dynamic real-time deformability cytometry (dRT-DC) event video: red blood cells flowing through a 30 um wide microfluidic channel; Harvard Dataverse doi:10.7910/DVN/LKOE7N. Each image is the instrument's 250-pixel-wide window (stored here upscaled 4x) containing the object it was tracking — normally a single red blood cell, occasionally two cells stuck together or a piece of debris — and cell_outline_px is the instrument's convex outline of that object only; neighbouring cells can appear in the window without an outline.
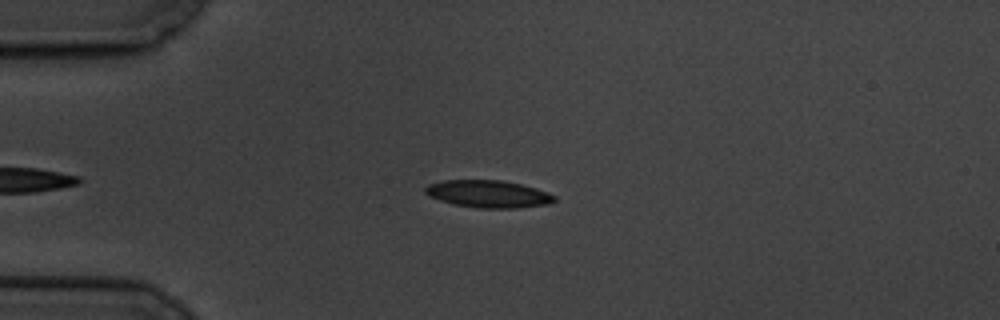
{"species": "common noctule bat (a hibernating species)", "species_latin": "Nyctalus noctula", "temperature_condition": "cold", "stored_images_in_passage": 5, "camera_frame_rate_fps": 3000, "um_per_image_px": 0.085, "animal": {"sex": "male", "body_mass_g": 19.5, "forearm_length_mm": 54.6}, "frame": {"image": 1, "passage_image": 1, "time_ms": 0.0, "image_size_px": [1000, 320], "cell_outline_px": [[556, 200], [548, 204], [516, 208], [476, 208], [452, 204], [428, 196], [424, 192], [424, 188], [428, 184], [444, 180], [500, 180], [520, 184], [536, 188], [548, 192], [556, 196]], "centroid_in_image_um": [41.48, 16.49], "position_along_channel_um": 43.5, "area_um2": 20.69}}
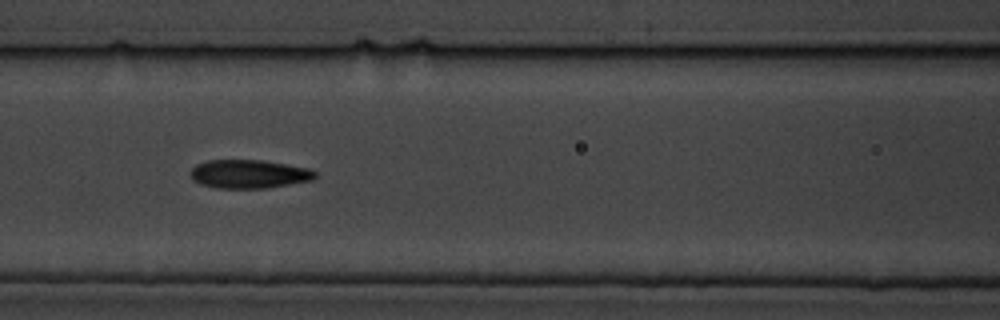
{"frame": {"image": 2, "passage_image": 4, "time_ms": 3.667, "image_size_px": [1000, 320], "cell_outline_px": [[316, 176], [312, 180], [268, 188], [216, 188], [200, 184], [192, 180], [192, 168], [196, 164], [208, 160], [264, 160], [308, 168], [316, 172]], "centroid_in_image_um": [21.16, 14.79], "position_along_channel_um": 145.4, "area_um2": 20.75}}
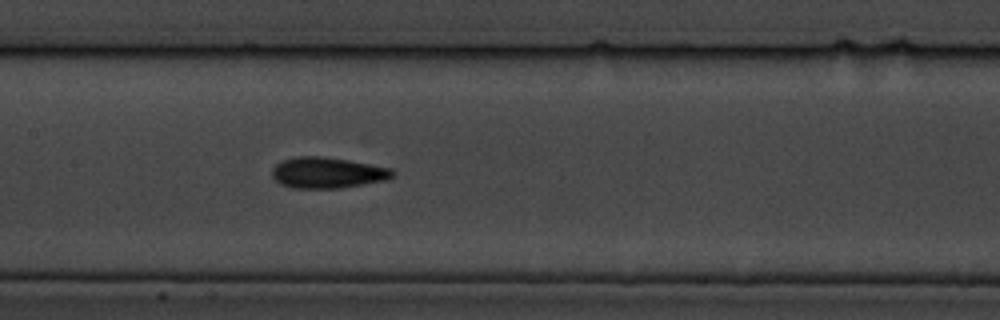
{"frame": {"image": 3, "passage_image": 5, "time_ms": 4.667, "image_size_px": [1000, 320], "cell_outline_px": [[396, 176], [388, 180], [340, 188], [292, 188], [280, 184], [272, 176], [272, 168], [280, 160], [296, 156], [324, 156], [348, 160], [392, 168], [396, 172]], "centroid_in_image_um": [27.85, 14.68], "position_along_channel_um": 179.5, "area_um2": 22.08}}